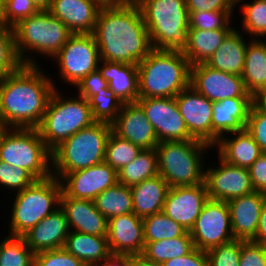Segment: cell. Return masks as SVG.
I'll list each match as a JSON object with an SVG mask.
<instances>
[{
	"label": "cell",
	"mask_w": 266,
	"mask_h": 266,
	"mask_svg": "<svg viewBox=\"0 0 266 266\" xmlns=\"http://www.w3.org/2000/svg\"><path fill=\"white\" fill-rule=\"evenodd\" d=\"M208 148L211 149L212 146L200 140L159 142L155 147L158 175L170 187L203 183L205 175L203 154Z\"/></svg>",
	"instance_id": "cell-7"
},
{
	"label": "cell",
	"mask_w": 266,
	"mask_h": 266,
	"mask_svg": "<svg viewBox=\"0 0 266 266\" xmlns=\"http://www.w3.org/2000/svg\"><path fill=\"white\" fill-rule=\"evenodd\" d=\"M252 241L266 246V202L262 207L258 229Z\"/></svg>",
	"instance_id": "cell-54"
},
{
	"label": "cell",
	"mask_w": 266,
	"mask_h": 266,
	"mask_svg": "<svg viewBox=\"0 0 266 266\" xmlns=\"http://www.w3.org/2000/svg\"><path fill=\"white\" fill-rule=\"evenodd\" d=\"M35 266H86L64 248L35 253Z\"/></svg>",
	"instance_id": "cell-45"
},
{
	"label": "cell",
	"mask_w": 266,
	"mask_h": 266,
	"mask_svg": "<svg viewBox=\"0 0 266 266\" xmlns=\"http://www.w3.org/2000/svg\"><path fill=\"white\" fill-rule=\"evenodd\" d=\"M60 93L57 88L54 89L42 121L36 128L51 152L79 130L96 122L87 99L80 95L67 99Z\"/></svg>",
	"instance_id": "cell-8"
},
{
	"label": "cell",
	"mask_w": 266,
	"mask_h": 266,
	"mask_svg": "<svg viewBox=\"0 0 266 266\" xmlns=\"http://www.w3.org/2000/svg\"><path fill=\"white\" fill-rule=\"evenodd\" d=\"M102 7L93 0H52L48 11L73 34L92 33Z\"/></svg>",
	"instance_id": "cell-25"
},
{
	"label": "cell",
	"mask_w": 266,
	"mask_h": 266,
	"mask_svg": "<svg viewBox=\"0 0 266 266\" xmlns=\"http://www.w3.org/2000/svg\"><path fill=\"white\" fill-rule=\"evenodd\" d=\"M99 63L98 70L115 96L123 104L135 103L139 98L137 65L103 60Z\"/></svg>",
	"instance_id": "cell-26"
},
{
	"label": "cell",
	"mask_w": 266,
	"mask_h": 266,
	"mask_svg": "<svg viewBox=\"0 0 266 266\" xmlns=\"http://www.w3.org/2000/svg\"><path fill=\"white\" fill-rule=\"evenodd\" d=\"M95 266H132V256L110 254L102 263Z\"/></svg>",
	"instance_id": "cell-53"
},
{
	"label": "cell",
	"mask_w": 266,
	"mask_h": 266,
	"mask_svg": "<svg viewBox=\"0 0 266 266\" xmlns=\"http://www.w3.org/2000/svg\"><path fill=\"white\" fill-rule=\"evenodd\" d=\"M111 131V124L96 121L63 141L52 151V175L60 179L66 173L104 162Z\"/></svg>",
	"instance_id": "cell-6"
},
{
	"label": "cell",
	"mask_w": 266,
	"mask_h": 266,
	"mask_svg": "<svg viewBox=\"0 0 266 266\" xmlns=\"http://www.w3.org/2000/svg\"><path fill=\"white\" fill-rule=\"evenodd\" d=\"M92 34L103 61L138 65L152 50L141 10L134 0L102 7Z\"/></svg>",
	"instance_id": "cell-1"
},
{
	"label": "cell",
	"mask_w": 266,
	"mask_h": 266,
	"mask_svg": "<svg viewBox=\"0 0 266 266\" xmlns=\"http://www.w3.org/2000/svg\"><path fill=\"white\" fill-rule=\"evenodd\" d=\"M137 67L139 98L175 97L190 85L191 65L182 51L152 49Z\"/></svg>",
	"instance_id": "cell-3"
},
{
	"label": "cell",
	"mask_w": 266,
	"mask_h": 266,
	"mask_svg": "<svg viewBox=\"0 0 266 266\" xmlns=\"http://www.w3.org/2000/svg\"><path fill=\"white\" fill-rule=\"evenodd\" d=\"M0 160L27 170L36 180L52 175V152L36 128H2Z\"/></svg>",
	"instance_id": "cell-9"
},
{
	"label": "cell",
	"mask_w": 266,
	"mask_h": 266,
	"mask_svg": "<svg viewBox=\"0 0 266 266\" xmlns=\"http://www.w3.org/2000/svg\"><path fill=\"white\" fill-rule=\"evenodd\" d=\"M142 149L132 142L120 138L111 131L105 150V162L117 172L134 160Z\"/></svg>",
	"instance_id": "cell-38"
},
{
	"label": "cell",
	"mask_w": 266,
	"mask_h": 266,
	"mask_svg": "<svg viewBox=\"0 0 266 266\" xmlns=\"http://www.w3.org/2000/svg\"><path fill=\"white\" fill-rule=\"evenodd\" d=\"M147 27L152 49L183 51L187 45L189 13L186 0H134Z\"/></svg>",
	"instance_id": "cell-4"
},
{
	"label": "cell",
	"mask_w": 266,
	"mask_h": 266,
	"mask_svg": "<svg viewBox=\"0 0 266 266\" xmlns=\"http://www.w3.org/2000/svg\"><path fill=\"white\" fill-rule=\"evenodd\" d=\"M245 130L253 137L261 151L266 153V112L252 104Z\"/></svg>",
	"instance_id": "cell-47"
},
{
	"label": "cell",
	"mask_w": 266,
	"mask_h": 266,
	"mask_svg": "<svg viewBox=\"0 0 266 266\" xmlns=\"http://www.w3.org/2000/svg\"><path fill=\"white\" fill-rule=\"evenodd\" d=\"M111 125L116 135L141 149H155L159 143L153 125L137 102L122 104L116 120Z\"/></svg>",
	"instance_id": "cell-19"
},
{
	"label": "cell",
	"mask_w": 266,
	"mask_h": 266,
	"mask_svg": "<svg viewBox=\"0 0 266 266\" xmlns=\"http://www.w3.org/2000/svg\"><path fill=\"white\" fill-rule=\"evenodd\" d=\"M243 1H245V0H243ZM235 2H236V7H237V4L238 3L240 4V2H242V0H235Z\"/></svg>",
	"instance_id": "cell-60"
},
{
	"label": "cell",
	"mask_w": 266,
	"mask_h": 266,
	"mask_svg": "<svg viewBox=\"0 0 266 266\" xmlns=\"http://www.w3.org/2000/svg\"><path fill=\"white\" fill-rule=\"evenodd\" d=\"M233 29H188L187 45L182 51L191 66L206 63Z\"/></svg>",
	"instance_id": "cell-31"
},
{
	"label": "cell",
	"mask_w": 266,
	"mask_h": 266,
	"mask_svg": "<svg viewBox=\"0 0 266 266\" xmlns=\"http://www.w3.org/2000/svg\"><path fill=\"white\" fill-rule=\"evenodd\" d=\"M63 248L86 266L100 264L111 254L107 236H97L71 230Z\"/></svg>",
	"instance_id": "cell-30"
},
{
	"label": "cell",
	"mask_w": 266,
	"mask_h": 266,
	"mask_svg": "<svg viewBox=\"0 0 266 266\" xmlns=\"http://www.w3.org/2000/svg\"><path fill=\"white\" fill-rule=\"evenodd\" d=\"M36 179L25 169L0 160V185L15 192L23 191Z\"/></svg>",
	"instance_id": "cell-44"
},
{
	"label": "cell",
	"mask_w": 266,
	"mask_h": 266,
	"mask_svg": "<svg viewBox=\"0 0 266 266\" xmlns=\"http://www.w3.org/2000/svg\"><path fill=\"white\" fill-rule=\"evenodd\" d=\"M40 10H48L52 0H32Z\"/></svg>",
	"instance_id": "cell-58"
},
{
	"label": "cell",
	"mask_w": 266,
	"mask_h": 266,
	"mask_svg": "<svg viewBox=\"0 0 266 266\" xmlns=\"http://www.w3.org/2000/svg\"><path fill=\"white\" fill-rule=\"evenodd\" d=\"M59 180L67 197L94 201L100 193L118 182V173L104 161L66 173Z\"/></svg>",
	"instance_id": "cell-15"
},
{
	"label": "cell",
	"mask_w": 266,
	"mask_h": 266,
	"mask_svg": "<svg viewBox=\"0 0 266 266\" xmlns=\"http://www.w3.org/2000/svg\"><path fill=\"white\" fill-rule=\"evenodd\" d=\"M242 28L253 39L266 37V0H253L241 5ZM256 36V37H255ZM260 37V38H259Z\"/></svg>",
	"instance_id": "cell-39"
},
{
	"label": "cell",
	"mask_w": 266,
	"mask_h": 266,
	"mask_svg": "<svg viewBox=\"0 0 266 266\" xmlns=\"http://www.w3.org/2000/svg\"><path fill=\"white\" fill-rule=\"evenodd\" d=\"M60 207L65 212L71 231L107 236L108 219L96 209L94 201L67 197L62 192Z\"/></svg>",
	"instance_id": "cell-24"
},
{
	"label": "cell",
	"mask_w": 266,
	"mask_h": 266,
	"mask_svg": "<svg viewBox=\"0 0 266 266\" xmlns=\"http://www.w3.org/2000/svg\"><path fill=\"white\" fill-rule=\"evenodd\" d=\"M0 27L12 28L7 25V21L5 19V0H0Z\"/></svg>",
	"instance_id": "cell-57"
},
{
	"label": "cell",
	"mask_w": 266,
	"mask_h": 266,
	"mask_svg": "<svg viewBox=\"0 0 266 266\" xmlns=\"http://www.w3.org/2000/svg\"><path fill=\"white\" fill-rule=\"evenodd\" d=\"M52 59L57 61L61 79L73 86L98 69L101 60L92 33L72 34Z\"/></svg>",
	"instance_id": "cell-11"
},
{
	"label": "cell",
	"mask_w": 266,
	"mask_h": 266,
	"mask_svg": "<svg viewBox=\"0 0 266 266\" xmlns=\"http://www.w3.org/2000/svg\"><path fill=\"white\" fill-rule=\"evenodd\" d=\"M170 186L160 176L130 186L133 198V213L140 218L162 212Z\"/></svg>",
	"instance_id": "cell-28"
},
{
	"label": "cell",
	"mask_w": 266,
	"mask_h": 266,
	"mask_svg": "<svg viewBox=\"0 0 266 266\" xmlns=\"http://www.w3.org/2000/svg\"><path fill=\"white\" fill-rule=\"evenodd\" d=\"M179 111L186 123L189 134L197 140L212 146L213 103L192 86L180 91L176 96Z\"/></svg>",
	"instance_id": "cell-17"
},
{
	"label": "cell",
	"mask_w": 266,
	"mask_h": 266,
	"mask_svg": "<svg viewBox=\"0 0 266 266\" xmlns=\"http://www.w3.org/2000/svg\"><path fill=\"white\" fill-rule=\"evenodd\" d=\"M145 242L160 241L183 236L187 230L163 212L142 219Z\"/></svg>",
	"instance_id": "cell-36"
},
{
	"label": "cell",
	"mask_w": 266,
	"mask_h": 266,
	"mask_svg": "<svg viewBox=\"0 0 266 266\" xmlns=\"http://www.w3.org/2000/svg\"><path fill=\"white\" fill-rule=\"evenodd\" d=\"M253 104L261 111L266 112V88L253 95Z\"/></svg>",
	"instance_id": "cell-55"
},
{
	"label": "cell",
	"mask_w": 266,
	"mask_h": 266,
	"mask_svg": "<svg viewBox=\"0 0 266 266\" xmlns=\"http://www.w3.org/2000/svg\"><path fill=\"white\" fill-rule=\"evenodd\" d=\"M249 173L254 190L266 193V153L249 167Z\"/></svg>",
	"instance_id": "cell-52"
},
{
	"label": "cell",
	"mask_w": 266,
	"mask_h": 266,
	"mask_svg": "<svg viewBox=\"0 0 266 266\" xmlns=\"http://www.w3.org/2000/svg\"><path fill=\"white\" fill-rule=\"evenodd\" d=\"M0 266H35V253L23 237L8 235L0 242Z\"/></svg>",
	"instance_id": "cell-37"
},
{
	"label": "cell",
	"mask_w": 266,
	"mask_h": 266,
	"mask_svg": "<svg viewBox=\"0 0 266 266\" xmlns=\"http://www.w3.org/2000/svg\"><path fill=\"white\" fill-rule=\"evenodd\" d=\"M136 102L153 125L159 142L197 140L189 134L175 97L138 98Z\"/></svg>",
	"instance_id": "cell-13"
},
{
	"label": "cell",
	"mask_w": 266,
	"mask_h": 266,
	"mask_svg": "<svg viewBox=\"0 0 266 266\" xmlns=\"http://www.w3.org/2000/svg\"><path fill=\"white\" fill-rule=\"evenodd\" d=\"M118 182L133 186L158 175L155 149H142L137 157L118 172Z\"/></svg>",
	"instance_id": "cell-35"
},
{
	"label": "cell",
	"mask_w": 266,
	"mask_h": 266,
	"mask_svg": "<svg viewBox=\"0 0 266 266\" xmlns=\"http://www.w3.org/2000/svg\"><path fill=\"white\" fill-rule=\"evenodd\" d=\"M107 241L111 254L141 255L145 247L142 218L135 213L110 218Z\"/></svg>",
	"instance_id": "cell-20"
},
{
	"label": "cell",
	"mask_w": 266,
	"mask_h": 266,
	"mask_svg": "<svg viewBox=\"0 0 266 266\" xmlns=\"http://www.w3.org/2000/svg\"><path fill=\"white\" fill-rule=\"evenodd\" d=\"M101 7L114 6L121 3L123 0H93Z\"/></svg>",
	"instance_id": "cell-59"
},
{
	"label": "cell",
	"mask_w": 266,
	"mask_h": 266,
	"mask_svg": "<svg viewBox=\"0 0 266 266\" xmlns=\"http://www.w3.org/2000/svg\"><path fill=\"white\" fill-rule=\"evenodd\" d=\"M235 6V0H186L188 13L211 10H234Z\"/></svg>",
	"instance_id": "cell-50"
},
{
	"label": "cell",
	"mask_w": 266,
	"mask_h": 266,
	"mask_svg": "<svg viewBox=\"0 0 266 266\" xmlns=\"http://www.w3.org/2000/svg\"><path fill=\"white\" fill-rule=\"evenodd\" d=\"M189 234L194 246L206 252L233 240L227 202L208 199Z\"/></svg>",
	"instance_id": "cell-12"
},
{
	"label": "cell",
	"mask_w": 266,
	"mask_h": 266,
	"mask_svg": "<svg viewBox=\"0 0 266 266\" xmlns=\"http://www.w3.org/2000/svg\"><path fill=\"white\" fill-rule=\"evenodd\" d=\"M39 11L32 0H5V19L9 27Z\"/></svg>",
	"instance_id": "cell-46"
},
{
	"label": "cell",
	"mask_w": 266,
	"mask_h": 266,
	"mask_svg": "<svg viewBox=\"0 0 266 266\" xmlns=\"http://www.w3.org/2000/svg\"><path fill=\"white\" fill-rule=\"evenodd\" d=\"M190 86L212 102L235 97H253L241 76L213 69L205 63L190 68Z\"/></svg>",
	"instance_id": "cell-14"
},
{
	"label": "cell",
	"mask_w": 266,
	"mask_h": 266,
	"mask_svg": "<svg viewBox=\"0 0 266 266\" xmlns=\"http://www.w3.org/2000/svg\"><path fill=\"white\" fill-rule=\"evenodd\" d=\"M75 87L78 89L77 95L89 100L92 96L102 92L104 88H108L109 84L102 77L100 71L96 69L84 77Z\"/></svg>",
	"instance_id": "cell-49"
},
{
	"label": "cell",
	"mask_w": 266,
	"mask_h": 266,
	"mask_svg": "<svg viewBox=\"0 0 266 266\" xmlns=\"http://www.w3.org/2000/svg\"><path fill=\"white\" fill-rule=\"evenodd\" d=\"M70 229L64 210L58 207L22 237L34 253L63 248Z\"/></svg>",
	"instance_id": "cell-23"
},
{
	"label": "cell",
	"mask_w": 266,
	"mask_h": 266,
	"mask_svg": "<svg viewBox=\"0 0 266 266\" xmlns=\"http://www.w3.org/2000/svg\"><path fill=\"white\" fill-rule=\"evenodd\" d=\"M132 266H161L154 262L146 260L142 255L132 256Z\"/></svg>",
	"instance_id": "cell-56"
},
{
	"label": "cell",
	"mask_w": 266,
	"mask_h": 266,
	"mask_svg": "<svg viewBox=\"0 0 266 266\" xmlns=\"http://www.w3.org/2000/svg\"><path fill=\"white\" fill-rule=\"evenodd\" d=\"M88 101L94 120L109 124L116 120L123 104L109 87L104 88L102 92L92 96Z\"/></svg>",
	"instance_id": "cell-40"
},
{
	"label": "cell",
	"mask_w": 266,
	"mask_h": 266,
	"mask_svg": "<svg viewBox=\"0 0 266 266\" xmlns=\"http://www.w3.org/2000/svg\"><path fill=\"white\" fill-rule=\"evenodd\" d=\"M96 209L108 220L117 215L133 213V198L129 186L117 182L95 199Z\"/></svg>",
	"instance_id": "cell-33"
},
{
	"label": "cell",
	"mask_w": 266,
	"mask_h": 266,
	"mask_svg": "<svg viewBox=\"0 0 266 266\" xmlns=\"http://www.w3.org/2000/svg\"><path fill=\"white\" fill-rule=\"evenodd\" d=\"M161 266H208L207 252L195 247L190 253L167 260Z\"/></svg>",
	"instance_id": "cell-51"
},
{
	"label": "cell",
	"mask_w": 266,
	"mask_h": 266,
	"mask_svg": "<svg viewBox=\"0 0 266 266\" xmlns=\"http://www.w3.org/2000/svg\"><path fill=\"white\" fill-rule=\"evenodd\" d=\"M246 41L241 32L234 28L205 64L213 69L241 76L248 45Z\"/></svg>",
	"instance_id": "cell-29"
},
{
	"label": "cell",
	"mask_w": 266,
	"mask_h": 266,
	"mask_svg": "<svg viewBox=\"0 0 266 266\" xmlns=\"http://www.w3.org/2000/svg\"><path fill=\"white\" fill-rule=\"evenodd\" d=\"M252 104L253 97L228 98L213 103L212 147L222 136L245 130Z\"/></svg>",
	"instance_id": "cell-22"
},
{
	"label": "cell",
	"mask_w": 266,
	"mask_h": 266,
	"mask_svg": "<svg viewBox=\"0 0 266 266\" xmlns=\"http://www.w3.org/2000/svg\"><path fill=\"white\" fill-rule=\"evenodd\" d=\"M215 146L218 147V157L226 163L247 169L263 154L259 145L246 130L222 136L213 149Z\"/></svg>",
	"instance_id": "cell-27"
},
{
	"label": "cell",
	"mask_w": 266,
	"mask_h": 266,
	"mask_svg": "<svg viewBox=\"0 0 266 266\" xmlns=\"http://www.w3.org/2000/svg\"><path fill=\"white\" fill-rule=\"evenodd\" d=\"M265 202L266 193L257 191L227 201L234 239H254Z\"/></svg>",
	"instance_id": "cell-21"
},
{
	"label": "cell",
	"mask_w": 266,
	"mask_h": 266,
	"mask_svg": "<svg viewBox=\"0 0 266 266\" xmlns=\"http://www.w3.org/2000/svg\"><path fill=\"white\" fill-rule=\"evenodd\" d=\"M12 28L15 50L22 65H38L35 57L29 55V50H32L33 54L36 52L42 56L53 58L73 34L48 10H40L28 18L22 19Z\"/></svg>",
	"instance_id": "cell-5"
},
{
	"label": "cell",
	"mask_w": 266,
	"mask_h": 266,
	"mask_svg": "<svg viewBox=\"0 0 266 266\" xmlns=\"http://www.w3.org/2000/svg\"><path fill=\"white\" fill-rule=\"evenodd\" d=\"M241 77L252 96L266 88V40L249 39Z\"/></svg>",
	"instance_id": "cell-32"
},
{
	"label": "cell",
	"mask_w": 266,
	"mask_h": 266,
	"mask_svg": "<svg viewBox=\"0 0 266 266\" xmlns=\"http://www.w3.org/2000/svg\"><path fill=\"white\" fill-rule=\"evenodd\" d=\"M41 65H21L0 78V126L37 128L56 88Z\"/></svg>",
	"instance_id": "cell-2"
},
{
	"label": "cell",
	"mask_w": 266,
	"mask_h": 266,
	"mask_svg": "<svg viewBox=\"0 0 266 266\" xmlns=\"http://www.w3.org/2000/svg\"><path fill=\"white\" fill-rule=\"evenodd\" d=\"M208 198L229 201L254 192L249 169L230 165L219 157V166L205 168Z\"/></svg>",
	"instance_id": "cell-16"
},
{
	"label": "cell",
	"mask_w": 266,
	"mask_h": 266,
	"mask_svg": "<svg viewBox=\"0 0 266 266\" xmlns=\"http://www.w3.org/2000/svg\"><path fill=\"white\" fill-rule=\"evenodd\" d=\"M239 266H266V246L241 240Z\"/></svg>",
	"instance_id": "cell-48"
},
{
	"label": "cell",
	"mask_w": 266,
	"mask_h": 266,
	"mask_svg": "<svg viewBox=\"0 0 266 266\" xmlns=\"http://www.w3.org/2000/svg\"><path fill=\"white\" fill-rule=\"evenodd\" d=\"M22 65L15 50L13 28L0 27V78Z\"/></svg>",
	"instance_id": "cell-42"
},
{
	"label": "cell",
	"mask_w": 266,
	"mask_h": 266,
	"mask_svg": "<svg viewBox=\"0 0 266 266\" xmlns=\"http://www.w3.org/2000/svg\"><path fill=\"white\" fill-rule=\"evenodd\" d=\"M233 10L189 12V29H234L231 23Z\"/></svg>",
	"instance_id": "cell-41"
},
{
	"label": "cell",
	"mask_w": 266,
	"mask_h": 266,
	"mask_svg": "<svg viewBox=\"0 0 266 266\" xmlns=\"http://www.w3.org/2000/svg\"><path fill=\"white\" fill-rule=\"evenodd\" d=\"M241 240L233 239L207 251L208 266H239Z\"/></svg>",
	"instance_id": "cell-43"
},
{
	"label": "cell",
	"mask_w": 266,
	"mask_h": 266,
	"mask_svg": "<svg viewBox=\"0 0 266 266\" xmlns=\"http://www.w3.org/2000/svg\"><path fill=\"white\" fill-rule=\"evenodd\" d=\"M195 248L191 235L187 231L183 236L163 239L154 242H145L143 253L146 260L157 264L184 256Z\"/></svg>",
	"instance_id": "cell-34"
},
{
	"label": "cell",
	"mask_w": 266,
	"mask_h": 266,
	"mask_svg": "<svg viewBox=\"0 0 266 266\" xmlns=\"http://www.w3.org/2000/svg\"><path fill=\"white\" fill-rule=\"evenodd\" d=\"M208 199L205 182L194 186L170 187L162 212L190 231Z\"/></svg>",
	"instance_id": "cell-18"
},
{
	"label": "cell",
	"mask_w": 266,
	"mask_h": 266,
	"mask_svg": "<svg viewBox=\"0 0 266 266\" xmlns=\"http://www.w3.org/2000/svg\"><path fill=\"white\" fill-rule=\"evenodd\" d=\"M61 194V182L53 175L35 180L23 191L15 193L9 236L22 237L43 218L60 207Z\"/></svg>",
	"instance_id": "cell-10"
}]
</instances>
